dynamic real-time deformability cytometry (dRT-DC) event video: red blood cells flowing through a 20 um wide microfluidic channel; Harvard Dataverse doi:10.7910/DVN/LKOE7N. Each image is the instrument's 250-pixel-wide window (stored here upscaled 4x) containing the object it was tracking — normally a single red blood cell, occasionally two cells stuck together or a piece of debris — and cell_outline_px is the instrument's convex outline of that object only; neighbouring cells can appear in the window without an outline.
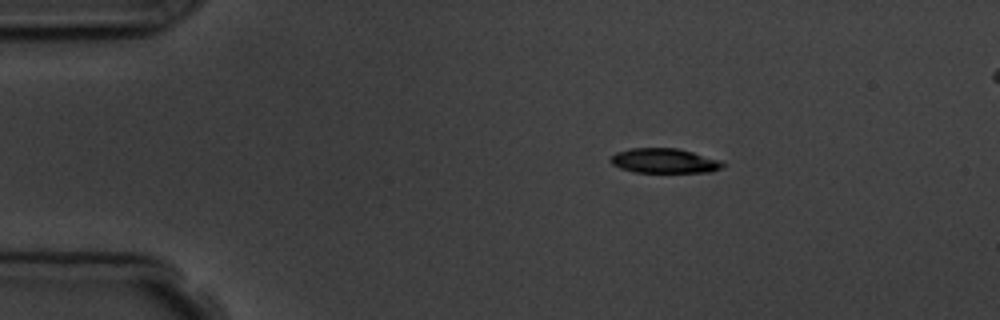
{"species": "common noctule bat (a hibernating species)", "species_latin": "Nyctalus noctula", "temperature_condition": "room temperature", "stored_images_in_passage": 3, "camera_frame_rate_fps": 3000, "um_per_image_px": 0.085, "animal": {"sex": "male", "body_mass_g": 19.5, "forearm_length_mm": 54.6}, "frame": {"image": 1, "passage_image": 1, "time_ms": 0.0, "image_size_px": [1000, 320], "cell_outline_px": [[724, 168], [712, 172], [636, 172], [620, 168], [612, 164], [612, 156], [616, 152], [632, 148], [676, 148], [692, 152], [720, 160], [724, 164]], "centroid_in_image_um": [56.5, 13.67], "position_along_channel_um": 28.5, "area_um2": 16.01}}